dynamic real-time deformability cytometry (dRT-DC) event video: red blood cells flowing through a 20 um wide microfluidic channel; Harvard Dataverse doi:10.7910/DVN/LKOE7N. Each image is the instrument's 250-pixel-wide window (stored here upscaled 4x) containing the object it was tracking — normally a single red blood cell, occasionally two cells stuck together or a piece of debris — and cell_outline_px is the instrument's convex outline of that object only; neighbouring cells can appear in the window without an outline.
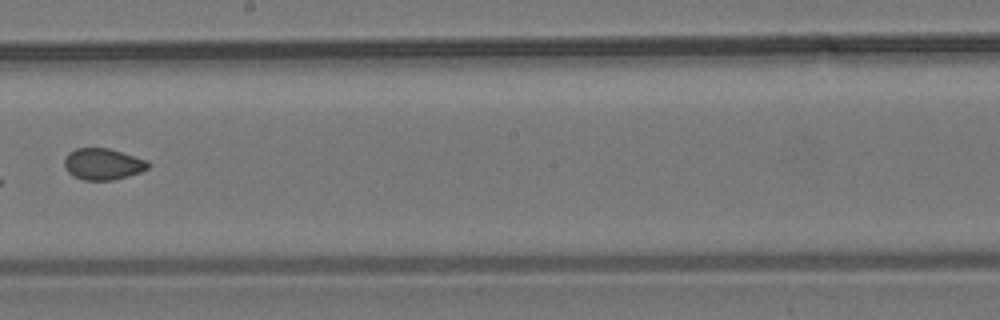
{"species": "common noctule bat (a hibernating species)", "species_latin": "Nyctalus noctula", "temperature_condition": "room temperature", "stored_images_in_passage": 9, "camera_frame_rate_fps": 3000, "um_per_image_px": 0.085, "animal": {"sex": "male", "body_mass_g": 19.2, "forearm_length_mm": 51.8}, "frame": {"image": 1, "passage_image": 8, "time_ms": 8.667, "image_size_px": [1000, 320], "cell_outline_px": [[152, 164], [148, 168], [140, 172], [128, 176], [112, 180], [84, 180], [68, 172], [64, 164], [64, 160], [68, 152], [76, 148], [108, 148], [148, 160]], "centroid_in_image_um": [8.77, 13.94], "position_along_channel_um": 239.4, "area_um2": 15.32}}
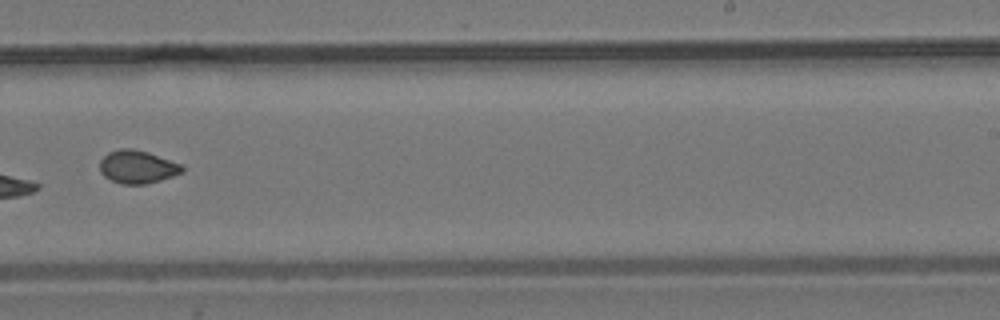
{"frame": {"image": 2, "passage_image": 9, "time_ms": 9.667, "image_size_px": [1000, 320], "cell_outline_px": [[184, 172], [148, 184], [120, 184], [104, 176], [100, 172], [100, 160], [108, 152], [120, 148], [132, 148], [148, 152], [184, 164]], "centroid_in_image_um": [11.71, 14.18], "position_along_channel_um": 277.3, "area_um2": 16.07}}